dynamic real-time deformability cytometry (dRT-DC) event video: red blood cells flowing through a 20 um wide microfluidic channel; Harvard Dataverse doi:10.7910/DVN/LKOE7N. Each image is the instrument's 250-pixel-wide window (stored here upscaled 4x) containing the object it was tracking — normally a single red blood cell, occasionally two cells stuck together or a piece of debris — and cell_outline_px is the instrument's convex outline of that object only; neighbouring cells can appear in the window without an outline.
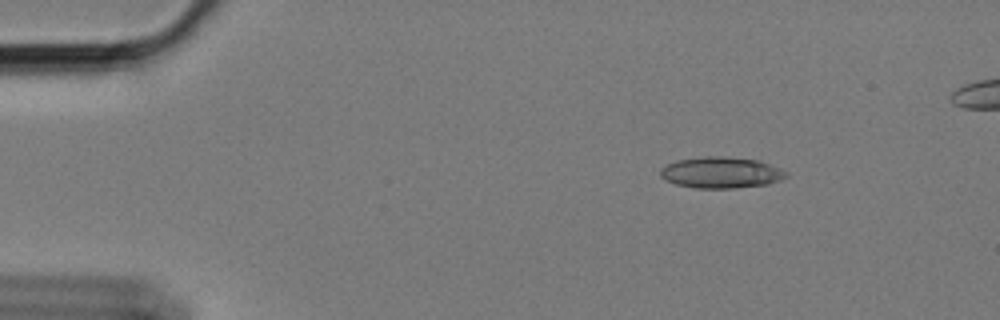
{"species": "Egyptian fruit bat (a non-hibernating species)", "species_latin": "Rousettus aegyptiacus", "temperature_condition": "cold", "stored_images_in_passage": 58, "camera_frame_rate_fps": 3000, "um_per_image_px": 0.085, "animal": {"sex": "female"}, "frame": {"image": 1, "passage_image": 8, "time_ms": 2.333, "image_size_px": [1000, 320], "cell_outline_px": [[788, 176], [780, 180], [768, 184], [732, 188], [696, 188], [676, 184], [664, 180], [660, 176], [660, 168], [676, 160], [704, 156], [724, 156], [760, 160], [780, 168], [788, 172]], "centroid_in_image_um": [61.29, 14.66], "position_along_channel_um": 23.7, "area_um2": 23.06}}
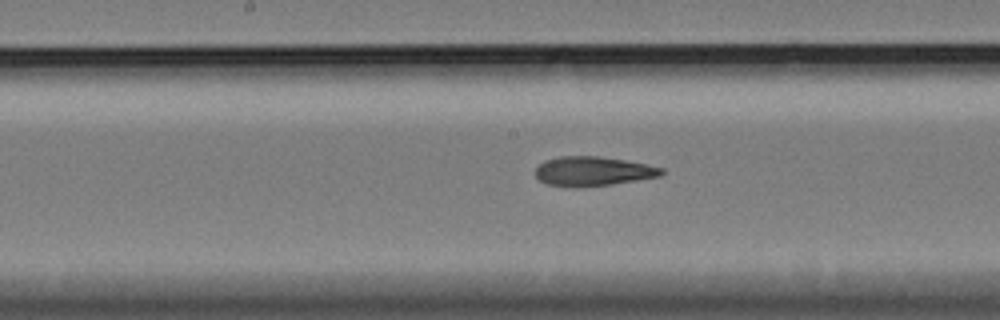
{"frame": {"image": 2, "passage_image": 30, "time_ms": 9.667, "image_size_px": [1000, 320], "cell_outline_px": [[664, 172], [660, 176], [612, 184], [576, 188], [548, 184], [540, 180], [536, 176], [536, 168], [544, 160], [560, 156], [596, 156], [624, 160], [664, 168]], "centroid_in_image_um": [50.38, 14.56], "position_along_channel_um": 197.8, "area_um2": 21.44}}
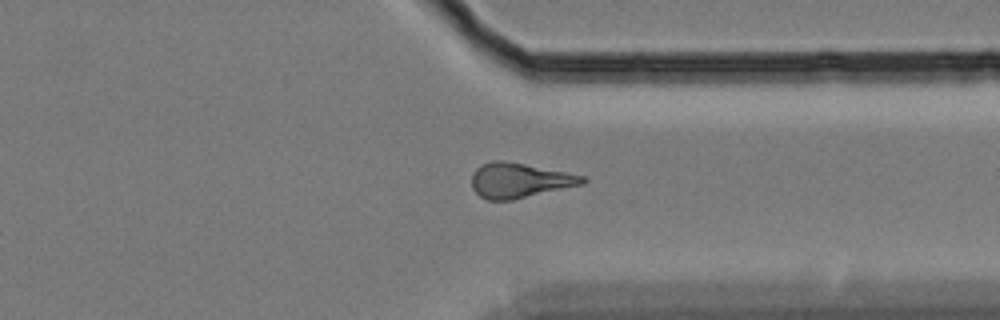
{"frame": {"image": 3, "passage_image": 45, "time_ms": 14.667, "image_size_px": [1000, 320], "cell_outline_px": [[588, 180], [584, 184], [512, 200], [488, 200], [480, 196], [472, 188], [472, 176], [476, 168], [480, 164], [492, 160], [504, 160], [584, 176]], "centroid_in_image_um": [44.13, 15.33], "position_along_channel_um": 367.3, "area_um2": 22.43}}